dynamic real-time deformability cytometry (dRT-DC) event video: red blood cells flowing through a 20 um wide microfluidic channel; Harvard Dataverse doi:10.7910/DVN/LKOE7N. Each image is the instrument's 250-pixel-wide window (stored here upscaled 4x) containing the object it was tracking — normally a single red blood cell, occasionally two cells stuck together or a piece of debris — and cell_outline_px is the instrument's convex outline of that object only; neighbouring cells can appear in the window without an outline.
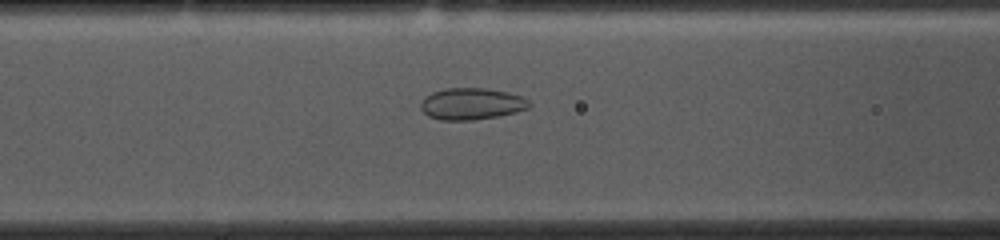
{"species": "common noctule bat (a hibernating species)", "species_latin": "Nyctalus noctula", "temperature_condition": "cold", "stored_images_in_passage": 53, "camera_frame_rate_fps": 3000, "um_per_image_px": 0.085, "animal": {"sex": "female", "body_mass_g": 10.0, "forearm_length_mm": 53.1}, "frame": {"image": 1, "passage_image": 20, "time_ms": 6.333, "image_size_px": [1000, 240], "cell_outline_px": [[532, 104], [528, 108], [516, 112], [496, 116], [472, 120], [440, 120], [428, 116], [420, 108], [420, 104], [424, 96], [432, 92], [444, 88], [484, 88], [508, 92], [520, 96], [528, 100]], "centroid_in_image_um": [40.05, 8.82], "position_along_channel_um": 126.6, "area_um2": 20.06}}
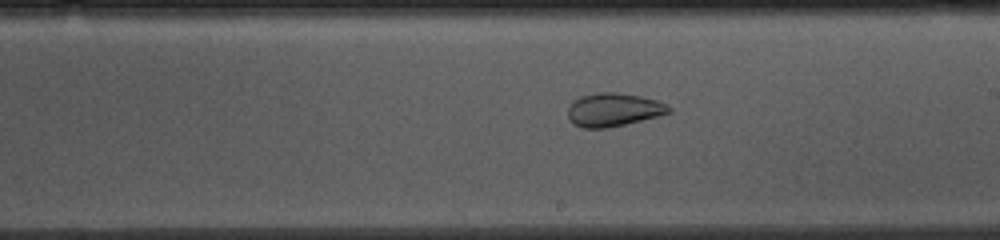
{"frame": {"image": 2, "passage_image": 29, "time_ms": 9.333, "image_size_px": [1000, 240], "cell_outline_px": [[672, 112], [608, 128], [584, 128], [572, 124], [568, 120], [568, 108], [572, 100], [580, 96], [600, 92], [616, 92], [640, 96], [656, 100], [668, 104], [672, 108]], "centroid_in_image_um": [52.11, 9.32], "position_along_channel_um": 236.9, "area_um2": 19.71}}
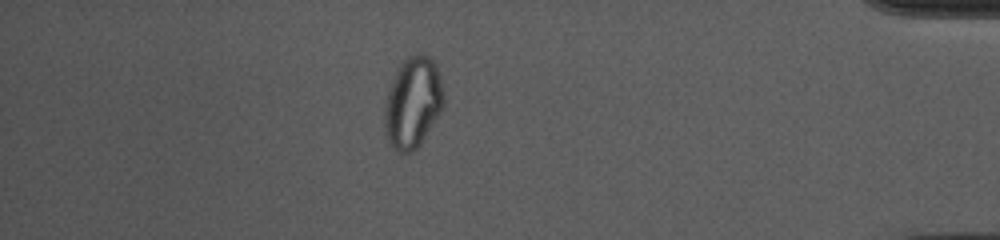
{"frame": {"image": 3, "passage_image": 46, "time_ms": 15.0, "image_size_px": [1000, 240], "cell_outline_px": [[444, 104], [440, 112], [420, 144], [412, 152], [396, 152], [388, 144], [384, 132], [384, 108], [388, 92], [392, 80], [400, 64], [408, 56], [416, 52], [420, 52], [428, 56], [436, 64], [440, 76], [444, 92]], "centroid_in_image_um": [35.08, 8.72], "position_along_channel_um": 400.1, "area_um2": 31.62}, "authors_computed_cell_mechanics": {"area_um2": 26.1834, "velocity_mm_per_s": 3.6856, "shape_relaxation_time_tau1_ms": null, "shape_relaxation_time_tau2_ms": 1.6514, "deformation_change_tau1": null, "deformation_change_tau2": 0.0549}}